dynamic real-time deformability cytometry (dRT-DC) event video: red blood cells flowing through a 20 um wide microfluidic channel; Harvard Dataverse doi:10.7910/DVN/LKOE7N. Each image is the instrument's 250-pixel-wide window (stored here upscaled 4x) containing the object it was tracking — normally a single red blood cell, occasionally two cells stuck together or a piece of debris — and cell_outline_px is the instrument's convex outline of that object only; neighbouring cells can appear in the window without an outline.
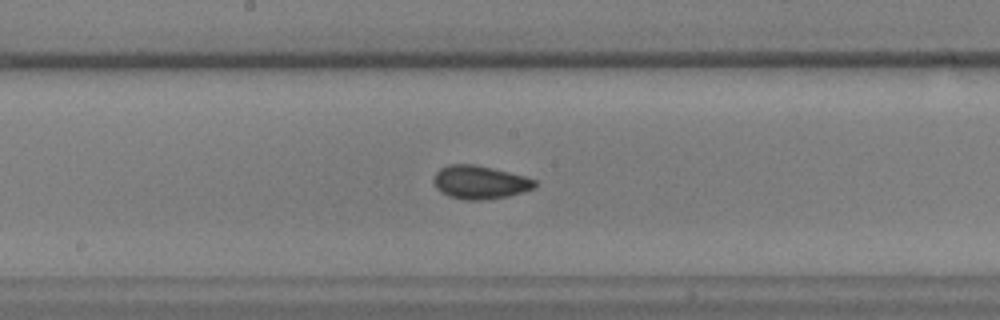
{"species": "common noctule bat (a hibernating species)", "species_latin": "Nyctalus noctula", "temperature_condition": "warm", "stored_images_in_passage": 35, "camera_frame_rate_fps": 3000, "um_per_image_px": 0.085, "animal": {"sex": "male", "body_mass_g": 17.9, "forearm_length_mm": 54.2}, "frame": {"image": 1, "passage_image": 12, "time_ms": 3.667, "image_size_px": [1000, 320], "cell_outline_px": [[536, 188], [508, 196], [484, 200], [464, 200], [448, 196], [440, 192], [436, 188], [432, 180], [436, 172], [440, 168], [448, 164], [476, 164], [524, 176], [536, 180]], "centroid_in_image_um": [40.76, 15.49], "position_along_channel_um": 207.4, "area_um2": 19.83}}
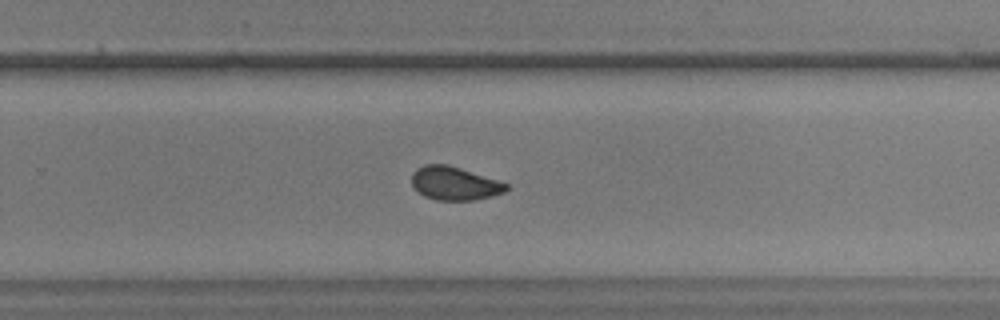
{"frame": {"image": 2, "passage_image": 18, "time_ms": 5.667, "image_size_px": [1000, 320], "cell_outline_px": [[508, 188], [504, 192], [492, 196], [472, 200], [436, 200], [424, 196], [412, 184], [412, 172], [416, 168], [424, 164], [448, 164], [508, 184]], "centroid_in_image_um": [38.6, 15.58], "position_along_channel_um": 291.2, "area_um2": 18.21}}
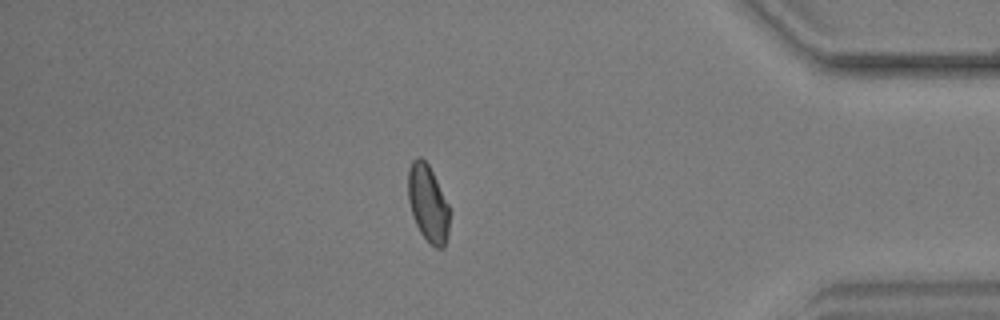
{"frame": {"image": 3, "passage_image": 28, "time_ms": 9.0, "image_size_px": [1000, 320], "cell_outline_px": [[448, 236], [444, 248], [436, 248], [420, 232], [416, 224], [408, 200], [408, 168], [412, 160], [416, 156], [420, 156], [428, 164], [448, 204]], "centroid_in_image_um": [36.36, 17.26], "position_along_channel_um": 398.8, "area_um2": 18.26}}